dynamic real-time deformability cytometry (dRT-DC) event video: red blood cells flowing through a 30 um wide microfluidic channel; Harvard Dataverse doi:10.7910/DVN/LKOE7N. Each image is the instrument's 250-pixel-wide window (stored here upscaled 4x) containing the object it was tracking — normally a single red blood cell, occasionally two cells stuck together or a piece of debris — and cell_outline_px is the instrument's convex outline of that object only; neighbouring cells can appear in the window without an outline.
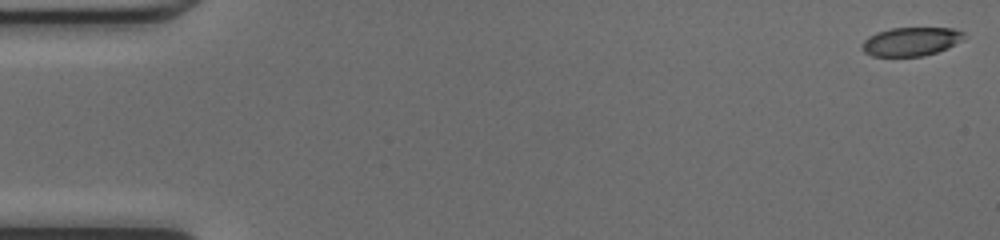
{"species": "common noctule bat (a hibernating species)", "species_latin": "Nyctalus noctula", "temperature_condition": "cold", "stored_images_in_passage": 49, "camera_frame_rate_fps": 3000, "um_per_image_px": 0.085, "animal": {"sex": "female", "body_mass_g": 17.0, "forearm_length_mm": 48.0}, "frame": {"image": 1, "passage_image": 1, "time_ms": 0.0, "image_size_px": [1000, 240], "cell_outline_px": [[968, 36], [964, 40], [948, 48], [924, 56], [872, 56], [864, 52], [860, 48], [860, 44], [868, 36], [876, 32], [892, 28], [952, 28], [964, 32]], "centroid_in_image_um": [77.45, 3.53], "position_along_channel_um": 7.6, "area_um2": 17.34}}
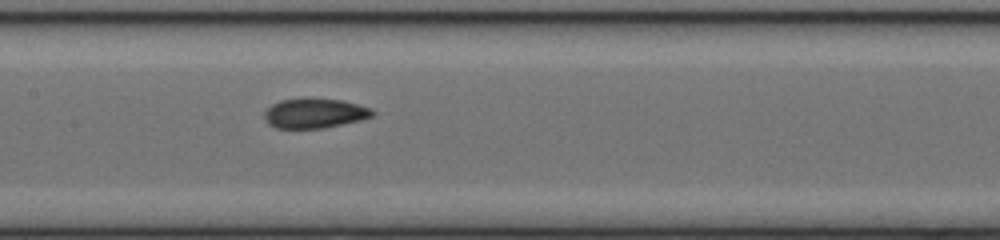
{"frame": {"image": 2, "passage_image": 24, "time_ms": 7.667, "image_size_px": [1000, 240], "cell_outline_px": [[376, 112], [372, 116], [360, 120], [320, 128], [276, 128], [268, 124], [264, 116], [264, 112], [272, 104], [280, 100], [304, 96], [340, 100], [372, 108]], "centroid_in_image_um": [26.71, 9.59], "position_along_channel_um": 180.7, "area_um2": 18.96}}
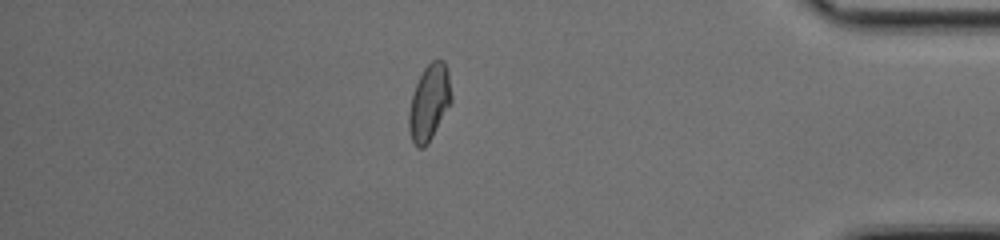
{"frame": {"image": 3, "passage_image": 42, "time_ms": 13.667, "image_size_px": [1000, 240], "cell_outline_px": [[452, 100], [428, 144], [424, 148], [416, 148], [412, 140], [408, 128], [408, 112], [412, 96], [416, 84], [424, 68], [432, 60], [444, 60], [448, 72], [452, 96]], "centroid_in_image_um": [36.47, 8.73], "position_along_channel_um": 398.7, "area_um2": 18.73}, "authors_computed_cell_mechanics": {"area_um2": 18.6116, "velocity_mm_per_s": 4.2618, "shape_relaxation_time_tau1_ms": 10.2836, "shape_relaxation_time_tau2_ms": 1.2214, "deformation_change_tau1": 0.2256, "deformation_change_tau2": 0.0543}}